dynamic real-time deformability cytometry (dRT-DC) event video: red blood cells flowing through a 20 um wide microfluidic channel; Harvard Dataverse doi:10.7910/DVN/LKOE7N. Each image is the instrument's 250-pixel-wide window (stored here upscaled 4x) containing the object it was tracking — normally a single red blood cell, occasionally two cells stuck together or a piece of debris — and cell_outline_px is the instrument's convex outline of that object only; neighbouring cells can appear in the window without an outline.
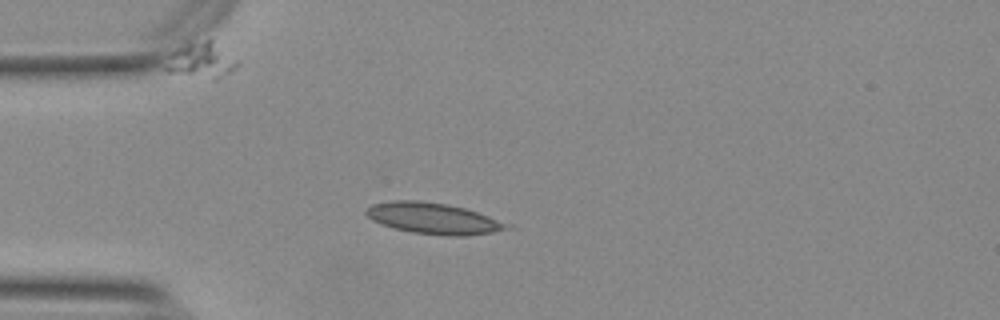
{"species": "Egyptian fruit bat (a non-hibernating species)", "species_latin": "Rousettus aegyptiacus", "temperature_condition": "warm", "stored_images_in_passage": 14, "camera_frame_rate_fps": 3000, "um_per_image_px": 0.085, "animal": {"sex": "female"}, "frame": {"image": 1, "passage_image": 1, "time_ms": 0.0, "image_size_px": [1000, 320], "cell_outline_px": [[516, 228], [492, 232], [464, 236], [448, 236], [412, 232], [396, 228], [372, 220], [364, 212], [372, 204], [392, 200], [416, 200], [448, 204], [464, 208], [516, 224]], "centroid_in_image_um": [36.96, 18.56], "position_along_channel_um": 48.0, "area_um2": 25.72}}
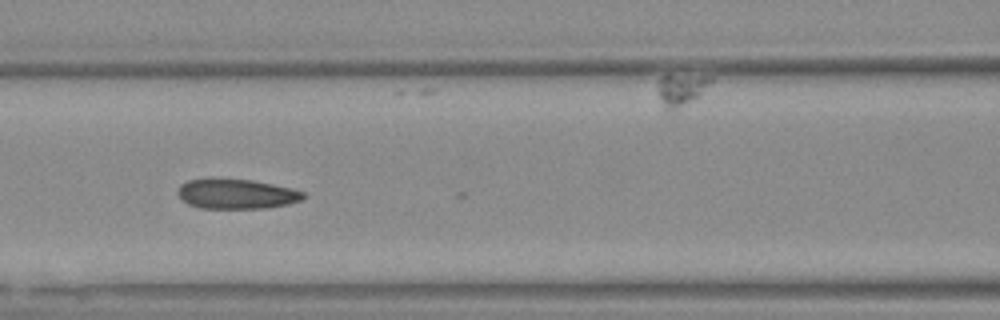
{"frame": {"image": 2, "passage_image": 10, "time_ms": 3.0, "image_size_px": [1000, 320], "cell_outline_px": [[308, 196], [304, 200], [288, 204], [268, 208], [200, 208], [188, 204], [176, 192], [180, 184], [188, 180], [248, 180], [272, 184], [292, 188], [304, 192]], "centroid_in_image_um": [20.17, 16.51], "position_along_channel_um": 146.4, "area_um2": 21.56}}
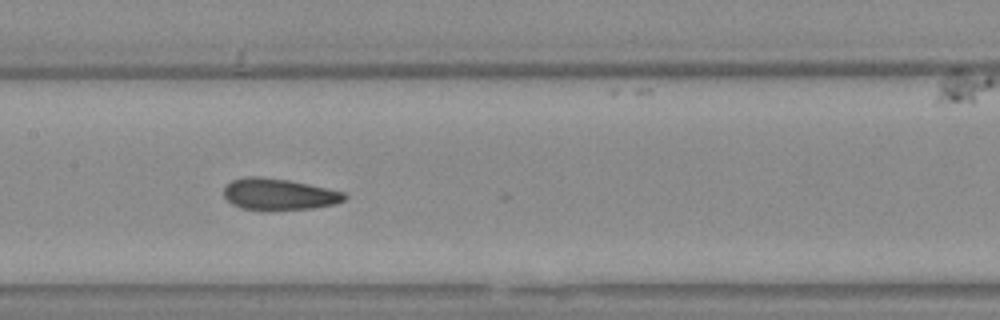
{"frame": {"image": 3, "passage_image": 13, "time_ms": 4.0, "image_size_px": [1000, 320], "cell_outline_px": [[348, 196], [344, 200], [336, 204], [312, 208], [240, 208], [232, 204], [224, 196], [224, 188], [232, 180], [244, 176], [260, 176], [288, 180], [308, 184], [344, 192]], "centroid_in_image_um": [23.71, 16.48], "position_along_channel_um": 183.7, "area_um2": 21.56}}